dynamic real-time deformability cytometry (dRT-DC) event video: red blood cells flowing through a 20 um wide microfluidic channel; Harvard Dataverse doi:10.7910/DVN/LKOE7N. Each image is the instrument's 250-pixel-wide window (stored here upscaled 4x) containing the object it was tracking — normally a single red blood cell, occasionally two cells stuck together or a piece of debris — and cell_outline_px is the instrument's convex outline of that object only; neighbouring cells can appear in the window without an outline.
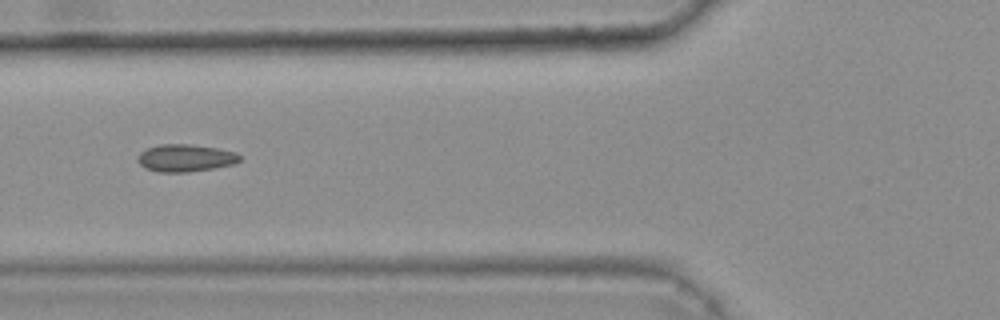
{"species": "common noctule bat (a hibernating species)", "species_latin": "Nyctalus noctula", "temperature_condition": "warm", "stored_images_in_passage": 46, "camera_frame_rate_fps": 3000, "um_per_image_px": 0.085, "animal": {"sex": "female", "body_mass_g": 25.1}, "frame": {"image": 1, "passage_image": 20, "time_ms": 6.333, "image_size_px": [1000, 320], "cell_outline_px": [[240, 160], [232, 164], [212, 168], [188, 172], [156, 172], [144, 168], [136, 160], [140, 152], [148, 148], [160, 144], [192, 144], [216, 148], [236, 152], [240, 156]], "centroid_in_image_um": [15.71, 13.43], "position_along_channel_um": 110.1, "area_um2": 16.24}, "authors_computed_cell_mechanics": {"area_um2": 15.5193, "velocity_mm_per_s": 3.84, "shape_relaxation_time_tau1_ms": null, "shape_relaxation_time_tau2_ms": 2.7588, "deformation_change_tau1": null, "deformation_change_tau2": 0.0815}}